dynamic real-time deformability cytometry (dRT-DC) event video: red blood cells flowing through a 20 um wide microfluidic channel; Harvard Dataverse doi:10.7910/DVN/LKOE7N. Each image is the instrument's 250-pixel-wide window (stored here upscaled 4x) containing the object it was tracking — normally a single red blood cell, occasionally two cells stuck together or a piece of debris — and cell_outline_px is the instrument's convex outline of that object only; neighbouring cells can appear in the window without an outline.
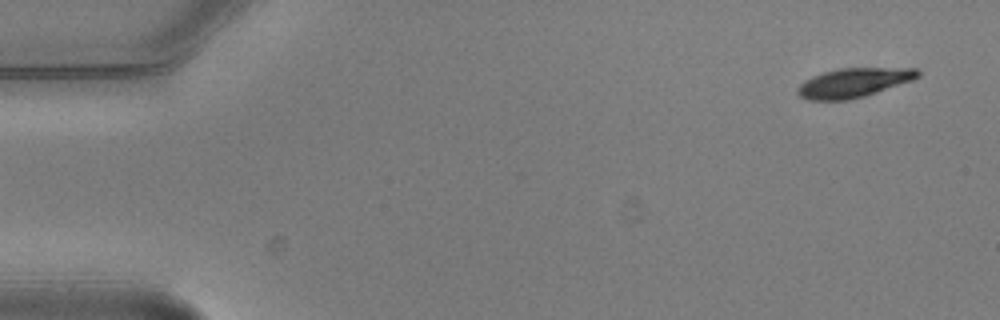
{"species": "common noctule bat (a hibernating species)", "species_latin": "Nyctalus noctula", "temperature_condition": "warm", "stored_images_in_passage": 5, "camera_frame_rate_fps": 3000, "um_per_image_px": 0.085, "animal": {"sex": "male", "body_mass_g": 20.5, "forearm_length_mm": 52.5}, "frame": {"image": 1, "passage_image": 1, "time_ms": 0.0, "image_size_px": [1000, 320], "cell_outline_px": [[920, 76], [912, 80], [864, 96], [848, 100], [808, 100], [800, 96], [796, 92], [796, 88], [804, 80], [812, 76], [824, 72], [840, 68], [916, 68], [920, 72]], "centroid_in_image_um": [72.53, 7.03], "position_along_channel_um": 12.5, "area_um2": 20.4}}
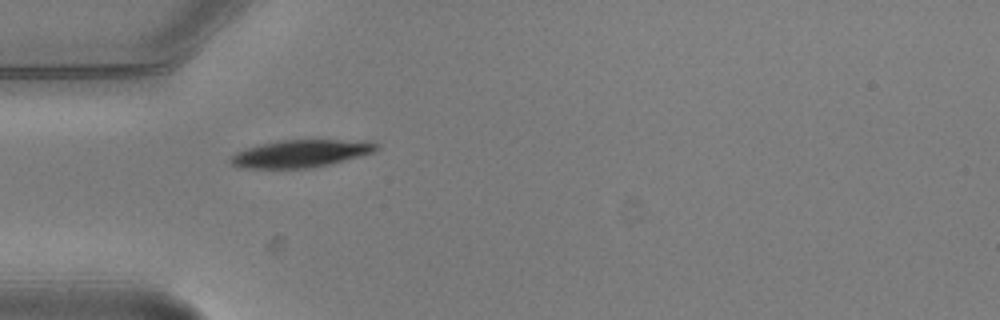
{"frame": {"image": 2, "passage_image": 5, "time_ms": 1.333, "image_size_px": [1000, 320], "cell_outline_px": [[380, 144], [372, 152], [360, 156], [332, 164], [308, 168], [236, 168], [228, 160], [236, 152], [260, 144], [280, 140], [364, 140]], "centroid_in_image_um": [25.55, 13.05], "position_along_channel_um": 59.4, "area_um2": 23.35}}